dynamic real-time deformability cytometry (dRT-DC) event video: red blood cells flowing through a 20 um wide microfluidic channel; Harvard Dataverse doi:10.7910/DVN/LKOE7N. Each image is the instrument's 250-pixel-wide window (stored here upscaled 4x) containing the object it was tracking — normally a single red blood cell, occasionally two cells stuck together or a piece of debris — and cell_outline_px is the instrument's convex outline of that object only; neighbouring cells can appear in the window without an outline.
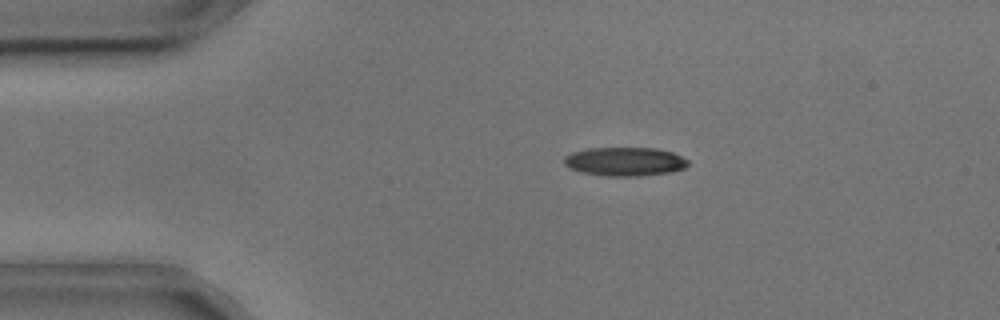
{"species": "common noctule bat (a hibernating species)", "species_latin": "Nyctalus noctula", "temperature_condition": "cold", "stored_images_in_passage": 12, "camera_frame_rate_fps": 3000, "um_per_image_px": 0.085, "animal": {"sex": "male", "body_mass_g": 17.9, "forearm_length_mm": 54.2}, "frame": {"image": 1, "passage_image": 5, "time_ms": 1.333, "image_size_px": [1000, 320], "cell_outline_px": [[688, 164], [684, 168], [668, 172], [640, 176], [608, 176], [584, 172], [568, 168], [564, 164], [564, 156], [572, 152], [588, 148], [656, 148], [672, 152], [688, 160]], "centroid_in_image_um": [53.08, 13.72], "position_along_channel_um": 31.9, "area_um2": 20.63}}
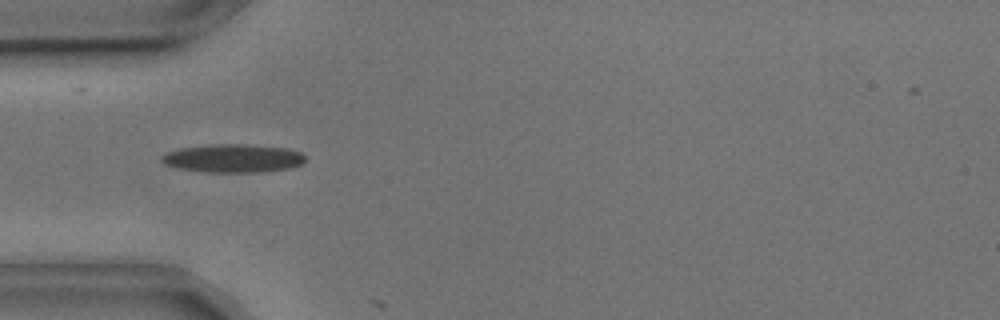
{"frame": {"image": 2, "passage_image": 11, "time_ms": 3.333, "image_size_px": [1000, 320], "cell_outline_px": [[304, 160], [300, 164], [288, 168], [256, 172], [208, 172], [180, 168], [164, 164], [160, 160], [160, 156], [168, 152], [180, 148], [212, 144], [248, 144], [288, 148], [300, 152], [304, 156]], "centroid_in_image_um": [19.78, 13.44], "position_along_channel_um": 65.2, "area_um2": 23.52}}